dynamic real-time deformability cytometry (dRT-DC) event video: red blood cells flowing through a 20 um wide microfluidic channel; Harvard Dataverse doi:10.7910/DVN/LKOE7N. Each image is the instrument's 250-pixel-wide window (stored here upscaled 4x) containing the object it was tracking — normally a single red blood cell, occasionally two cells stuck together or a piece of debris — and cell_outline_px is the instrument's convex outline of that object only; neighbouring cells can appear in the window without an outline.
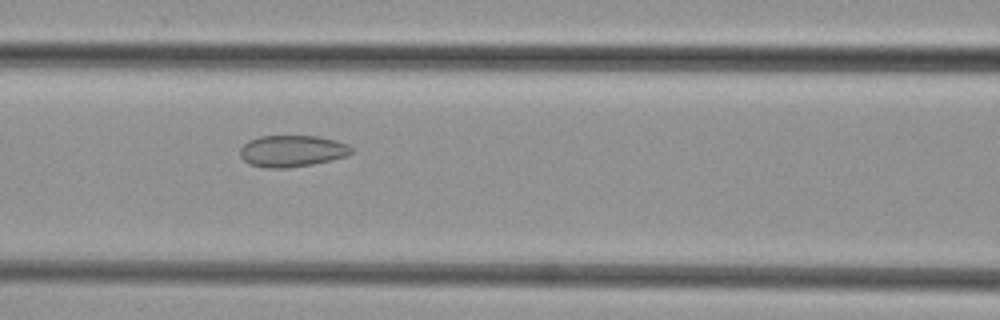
{"species": "common noctule bat (a hibernating species)", "species_latin": "Nyctalus noctula", "temperature_condition": "cold", "stored_images_in_passage": 33, "camera_frame_rate_fps": 3000, "um_per_image_px": 0.085, "animal": {"sex": "female", "body_mass_g": 29.2, "forearm_length_mm": 56.3}, "frame": {"image": 1, "passage_image": 6, "time_ms": 1.667, "image_size_px": [1000, 320], "cell_outline_px": [[352, 152], [348, 156], [332, 160], [312, 164], [288, 168], [268, 168], [248, 164], [240, 156], [240, 148], [248, 140], [260, 136], [320, 136], [336, 140], [348, 144], [352, 148]], "centroid_in_image_um": [24.83, 12.83], "position_along_channel_um": 141.8, "area_um2": 20.69}}
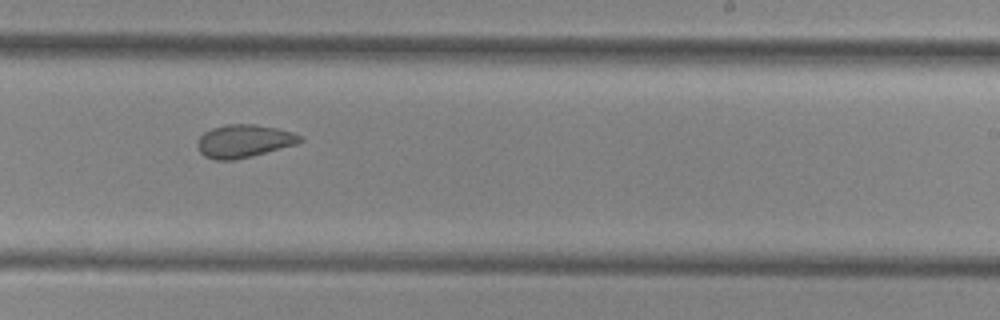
{"frame": {"image": 2, "passage_image": 15, "time_ms": 4.667, "image_size_px": [1000, 320], "cell_outline_px": [[304, 140], [296, 144], [252, 156], [236, 160], [216, 160], [204, 156], [196, 148], [196, 140], [204, 132], [212, 128], [228, 124], [256, 124], [276, 128], [292, 132], [300, 136]], "centroid_in_image_um": [20.69, 11.99], "position_along_channel_um": 268.3, "area_um2": 19.77}}
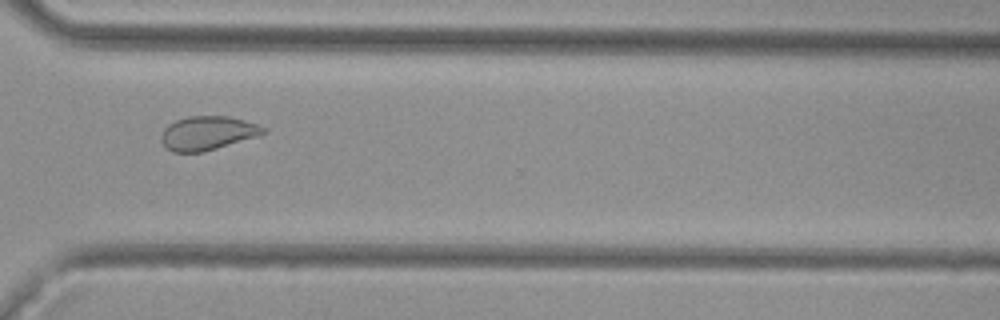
{"frame": {"image": 3, "passage_image": 21, "time_ms": 6.667, "image_size_px": [1000, 320], "cell_outline_px": [[268, 132], [256, 136], [204, 152], [172, 152], [160, 140], [160, 136], [164, 128], [168, 124], [176, 120], [188, 116], [228, 116], [244, 120], [268, 128]], "centroid_in_image_um": [17.63, 11.3], "position_along_channel_um": 353.0, "area_um2": 20.11}}